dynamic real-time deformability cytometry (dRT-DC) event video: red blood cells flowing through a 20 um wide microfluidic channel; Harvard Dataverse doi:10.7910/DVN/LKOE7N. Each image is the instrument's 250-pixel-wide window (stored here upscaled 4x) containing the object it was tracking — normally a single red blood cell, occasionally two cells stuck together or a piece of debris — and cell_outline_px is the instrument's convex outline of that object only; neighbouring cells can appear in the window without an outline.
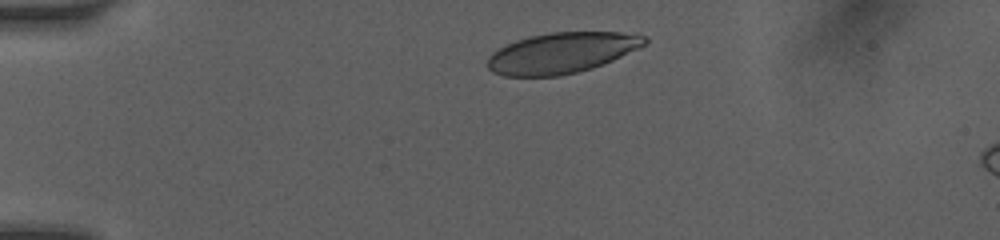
{"species": "human", "species_latin": "Homo sapiens", "temperature_condition": "room temperature", "stored_images_in_passage": 18, "camera_frame_rate_fps": 3000, "um_per_image_px": 0.085, "donor": {"sex": "female"}, "frame": {"image": 1, "passage_image": 1, "time_ms": 0.0, "image_size_px": [1000, 240], "cell_outline_px": [[648, 40], [644, 44], [612, 60], [592, 68], [560, 76], [504, 76], [492, 72], [488, 68], [488, 56], [492, 52], [516, 40], [528, 36], [552, 32], [640, 32], [648, 36]], "centroid_in_image_um": [47.75, 4.48], "position_along_channel_um": 37.2, "area_um2": 37.28}}
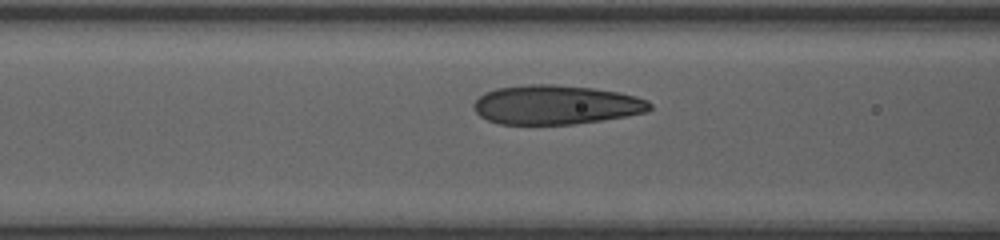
{"frame": {"image": 2, "passage_image": 13, "time_ms": 3.333, "image_size_px": [1000, 240], "cell_outline_px": [[652, 108], [648, 112], [600, 120], [572, 124], [500, 124], [488, 120], [480, 116], [476, 112], [472, 104], [484, 92], [496, 88], [524, 84], [556, 84], [592, 88], [620, 92], [636, 96], [648, 100], [652, 104]], "centroid_in_image_um": [47.25, 8.89], "position_along_channel_um": 119.3, "area_um2": 40.4}}
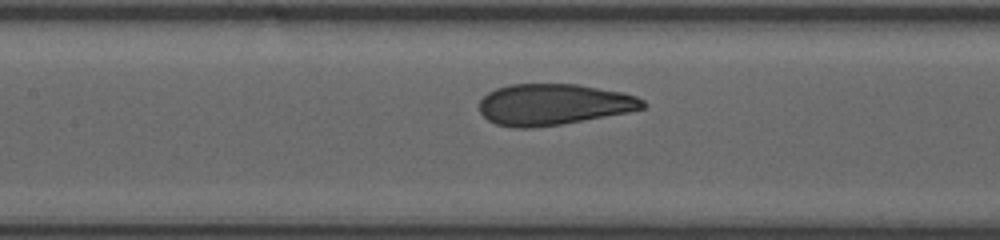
{"frame": {"image": 3, "passage_image": 17, "time_ms": 4.333, "image_size_px": [1000, 240], "cell_outline_px": [[648, 104], [644, 108], [628, 112], [560, 124], [532, 128], [516, 128], [496, 124], [488, 120], [480, 112], [480, 100], [488, 92], [496, 88], [508, 84], [576, 84], [620, 92], [636, 96], [644, 100]], "centroid_in_image_um": [47.03, 8.87], "position_along_channel_um": 160.4, "area_um2": 39.07}}